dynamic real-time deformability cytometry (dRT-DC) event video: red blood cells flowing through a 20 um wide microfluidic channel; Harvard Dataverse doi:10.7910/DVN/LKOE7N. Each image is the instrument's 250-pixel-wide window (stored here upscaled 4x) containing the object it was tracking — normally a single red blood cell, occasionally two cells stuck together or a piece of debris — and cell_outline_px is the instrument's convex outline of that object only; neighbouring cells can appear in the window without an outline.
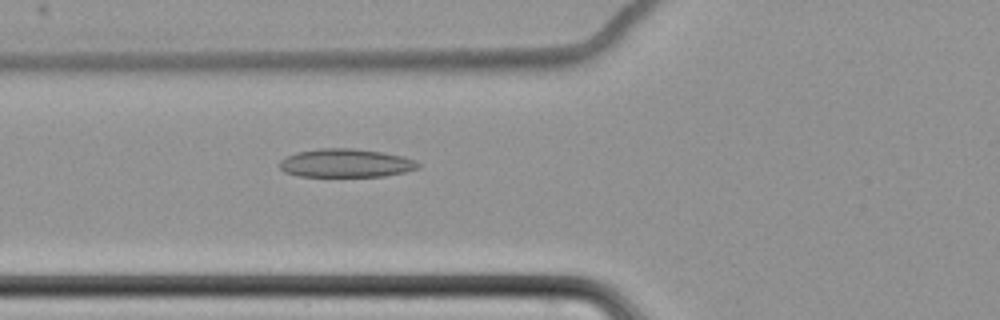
{"species": "common noctule bat (a hibernating species)", "species_latin": "Nyctalus noctula", "temperature_condition": "cold", "stored_images_in_passage": 43, "camera_frame_rate_fps": 3000, "um_per_image_px": 0.085, "animal": {"sex": "female", "body_mass_g": 22.7, "forearm_length_mm": 54.2}, "frame": {"image": 1, "passage_image": 7, "time_ms": 2.0, "image_size_px": [1000, 320], "cell_outline_px": [[420, 168], [404, 172], [384, 176], [300, 176], [284, 172], [280, 168], [280, 160], [296, 152], [320, 148], [352, 148], [384, 152], [404, 156], [416, 160], [420, 164]], "centroid_in_image_um": [29.43, 13.86], "position_along_channel_um": 96.4, "area_um2": 23.06}}
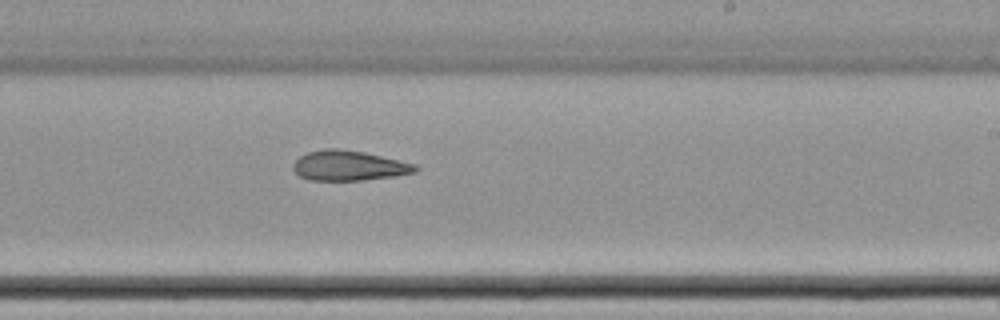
{"frame": {"image": 2, "passage_image": 21, "time_ms": 6.667, "image_size_px": [1000, 320], "cell_outline_px": [[420, 168], [416, 172], [396, 176], [360, 180], [308, 180], [300, 176], [292, 168], [292, 164], [300, 156], [308, 152], [324, 148], [340, 148], [364, 152], [416, 164]], "centroid_in_image_um": [29.66, 14.07], "position_along_channel_um": 259.3, "area_um2": 21.44}}
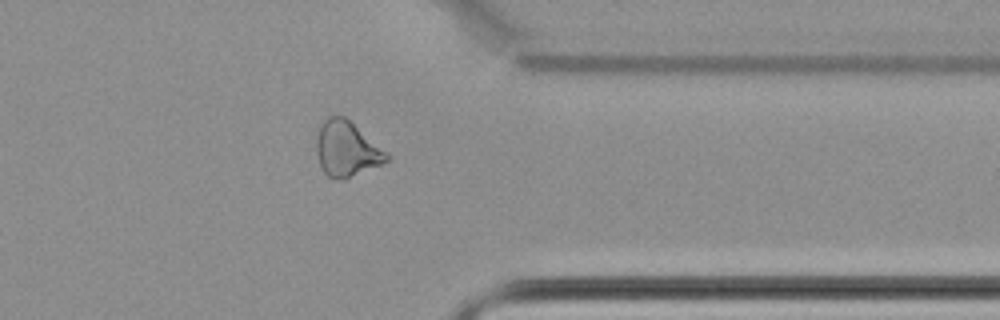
{"frame": {"image": 3, "passage_image": 32, "time_ms": 10.333, "image_size_px": [1000, 320], "cell_outline_px": [[392, 160], [344, 180], [336, 180], [328, 176], [320, 168], [316, 152], [316, 140], [320, 124], [328, 116], [344, 116], [388, 152], [392, 156]], "centroid_in_image_um": [29.48, 12.69], "position_along_channel_um": 381.9, "area_um2": 23.0}}